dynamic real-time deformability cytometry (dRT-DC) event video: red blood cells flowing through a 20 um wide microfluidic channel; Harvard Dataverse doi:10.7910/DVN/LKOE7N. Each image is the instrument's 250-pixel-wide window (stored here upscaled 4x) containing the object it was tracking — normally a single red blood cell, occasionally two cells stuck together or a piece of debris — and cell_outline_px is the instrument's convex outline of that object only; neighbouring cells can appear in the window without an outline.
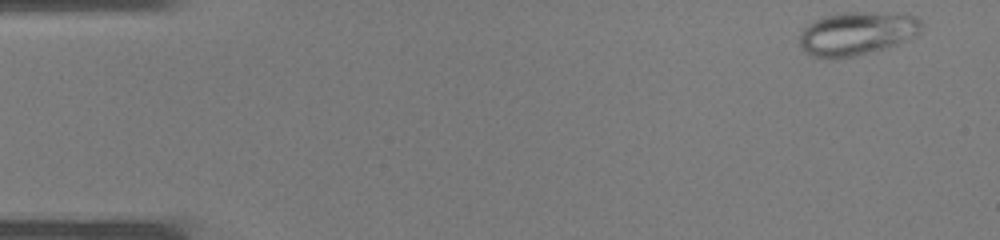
{"species": "common noctule bat (a hibernating species)", "species_latin": "Nyctalus noctula", "temperature_condition": "warm", "stored_images_in_passage": 10, "camera_frame_rate_fps": 3000, "um_per_image_px": 0.085, "animal": {"sex": "male", "body_mass_g": 19.0, "forearm_length_mm": 50.8}, "frame": {"image": 1, "passage_image": 1, "time_ms": 0.0, "image_size_px": [1000, 240], "cell_outline_px": [[924, 24], [920, 32], [916, 36], [908, 40], [884, 48], [856, 56], [812, 56], [804, 52], [800, 48], [800, 32], [812, 20], [824, 16], [840, 12], [872, 12], [916, 16]], "centroid_in_image_um": [72.84, 2.81], "position_along_channel_um": 12.2, "area_um2": 30.69}}